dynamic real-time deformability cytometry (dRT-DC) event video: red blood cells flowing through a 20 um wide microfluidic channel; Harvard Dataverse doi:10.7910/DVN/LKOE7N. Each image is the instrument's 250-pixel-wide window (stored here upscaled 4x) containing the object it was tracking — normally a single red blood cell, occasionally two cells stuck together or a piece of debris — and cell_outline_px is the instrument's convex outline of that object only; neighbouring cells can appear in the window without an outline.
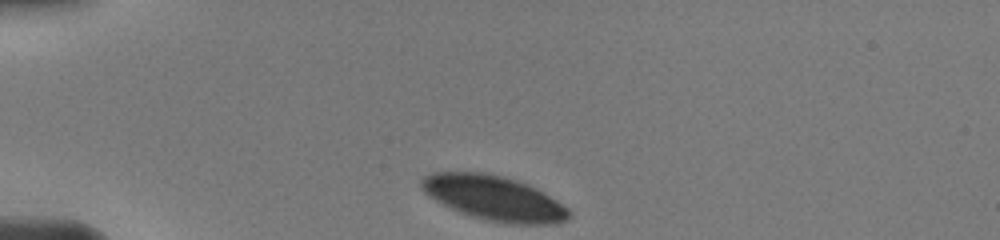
{"species": "human", "species_latin": "Homo sapiens", "temperature_condition": "warm", "stored_images_in_passage": 11, "camera_frame_rate_fps": 3000, "um_per_image_px": 0.085, "donor": {"sex": "male"}, "frame": {"image": 1, "passage_image": 1, "time_ms": 0.0, "image_size_px": [1000, 240], "cell_outline_px": [[572, 212], [564, 220], [556, 224], [504, 224], [484, 220], [460, 212], [428, 196], [420, 188], [420, 180], [424, 176], [432, 172], [484, 172], [504, 176], [528, 184], [536, 188], [556, 200], [568, 208]], "centroid_in_image_um": [41.97, 16.83], "position_along_channel_um": 43.0, "area_um2": 38.55}}
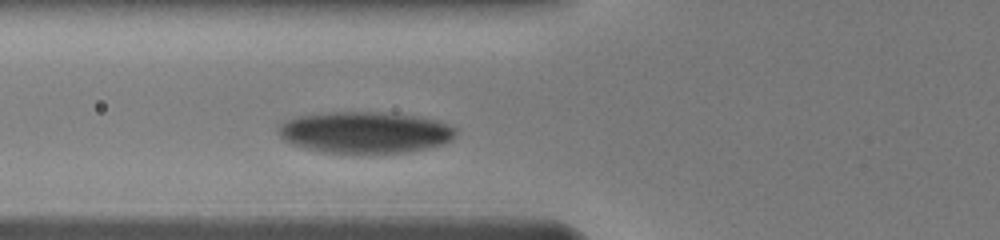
{"frame": {"image": 2, "passage_image": 6, "time_ms": 2.333, "image_size_px": [1000, 240], "cell_outline_px": [[456, 136], [452, 140], [444, 144], [428, 148], [408, 152], [372, 156], [348, 156], [320, 152], [300, 148], [288, 144], [276, 132], [276, 128], [284, 120], [296, 116], [328, 112], [380, 112], [416, 116], [436, 120], [448, 124], [456, 128]], "centroid_in_image_um": [30.96, 11.31], "position_along_channel_um": 94.8, "area_um2": 44.91}}
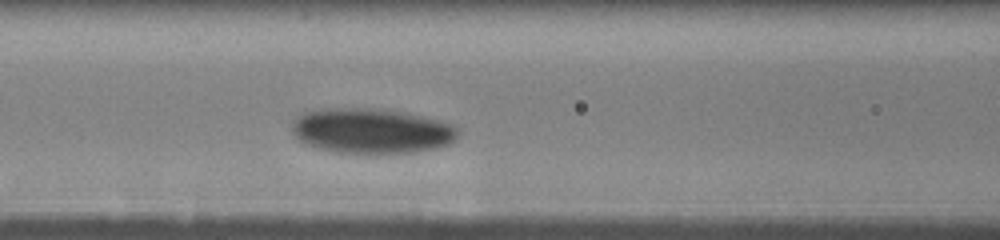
{"frame": {"image": 3, "passage_image": 10, "time_ms": 3.333, "image_size_px": [1000, 240], "cell_outline_px": [[460, 136], [456, 140], [440, 148], [412, 152], [376, 156], [368, 156], [328, 152], [312, 148], [296, 140], [292, 136], [292, 120], [300, 112], [316, 108], [380, 108], [408, 112], [436, 120], [460, 128]], "centroid_in_image_um": [31.49, 11.16], "position_along_channel_um": 135.1, "area_um2": 45.95}}